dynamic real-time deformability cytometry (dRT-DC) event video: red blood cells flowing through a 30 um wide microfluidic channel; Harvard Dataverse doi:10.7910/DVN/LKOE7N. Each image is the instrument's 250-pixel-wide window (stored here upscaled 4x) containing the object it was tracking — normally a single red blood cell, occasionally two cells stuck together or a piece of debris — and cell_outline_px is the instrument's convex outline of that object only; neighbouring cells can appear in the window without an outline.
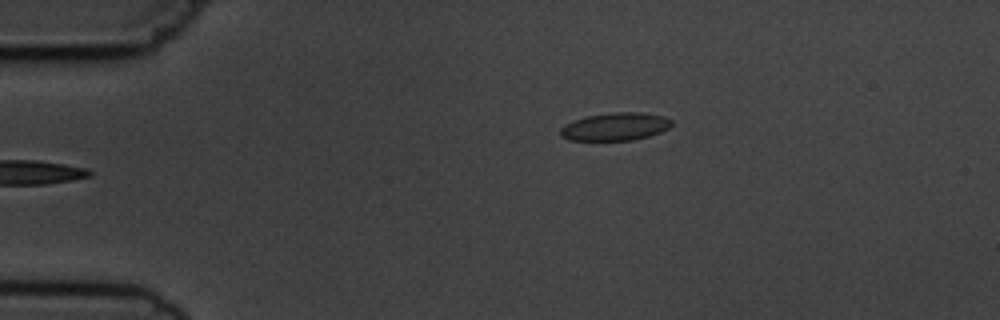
{"species": "common noctule bat (a hibernating species)", "species_latin": "Nyctalus noctula", "temperature_condition": "cold", "stored_images_in_passage": 5, "camera_frame_rate_fps": 3000, "um_per_image_px": 0.085, "animal": {"sex": "male", "body_mass_g": 19.5, "forearm_length_mm": 54.6}, "frame": {"image": 1, "passage_image": 5, "time_ms": 5.333, "image_size_px": [1000, 320], "cell_outline_px": [[672, 124], [668, 128], [660, 132], [648, 136], [632, 140], [568, 140], [560, 136], [560, 128], [564, 124], [572, 120], [588, 116], [616, 112], [640, 112], [664, 116], [672, 120]], "centroid_in_image_um": [52.27, 10.76], "position_along_channel_um": 32.7, "area_um2": 18.03}}